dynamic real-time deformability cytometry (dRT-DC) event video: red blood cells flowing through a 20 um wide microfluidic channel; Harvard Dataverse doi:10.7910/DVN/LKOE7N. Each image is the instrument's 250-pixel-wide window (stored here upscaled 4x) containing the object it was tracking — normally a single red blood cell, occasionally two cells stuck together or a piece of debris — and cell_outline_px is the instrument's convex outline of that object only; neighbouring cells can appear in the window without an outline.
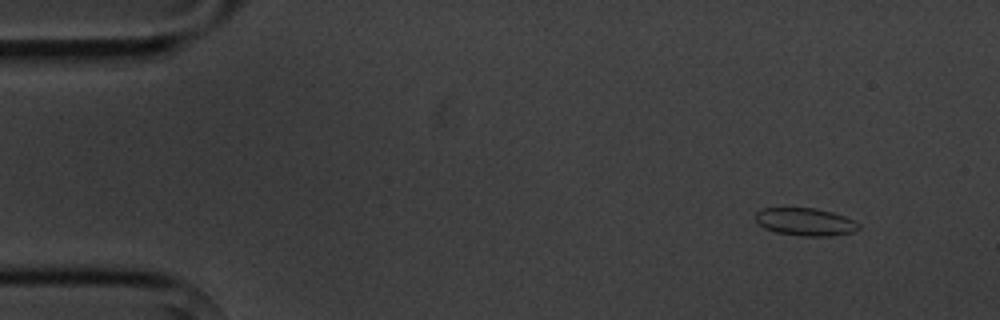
{"species": "common noctule bat (a hibernating species)", "species_latin": "Nyctalus noctula", "temperature_condition": "cold", "stored_images_in_passage": 5, "camera_frame_rate_fps": 3000, "um_per_image_px": 0.085, "animal": {"sex": "male", "body_mass_g": 20.1, "forearm_length_mm": 53.5}, "frame": {"image": 1, "passage_image": 2, "time_ms": 1.333, "image_size_px": [1000, 320], "cell_outline_px": [[860, 228], [852, 232], [832, 236], [804, 236], [776, 232], [764, 228], [756, 220], [756, 212], [764, 208], [816, 208], [832, 212], [844, 216], [860, 224]], "centroid_in_image_um": [68.47, 18.86], "position_along_channel_um": 16.5, "area_um2": 16.53}}
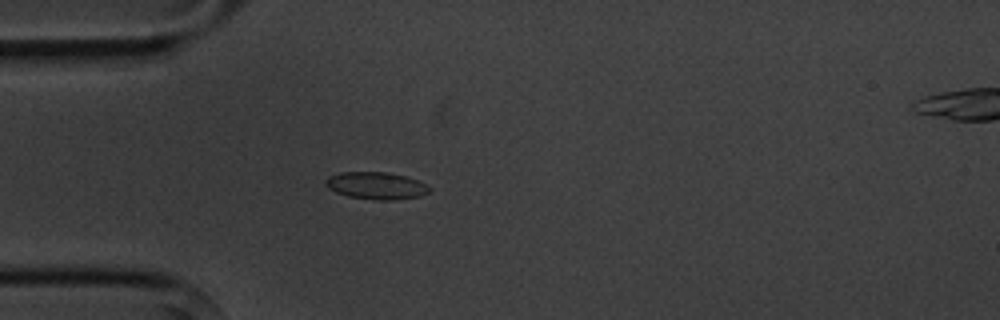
{"frame": {"image": 2, "passage_image": 4, "time_ms": 4.667, "image_size_px": [1000, 320], "cell_outline_px": [[432, 188], [428, 192], [420, 196], [392, 200], [376, 200], [348, 196], [336, 192], [328, 188], [324, 184], [324, 180], [328, 176], [340, 172], [384, 172], [408, 176]], "centroid_in_image_um": [31.94, 15.77], "position_along_channel_um": 53.1, "area_um2": 16.47}}